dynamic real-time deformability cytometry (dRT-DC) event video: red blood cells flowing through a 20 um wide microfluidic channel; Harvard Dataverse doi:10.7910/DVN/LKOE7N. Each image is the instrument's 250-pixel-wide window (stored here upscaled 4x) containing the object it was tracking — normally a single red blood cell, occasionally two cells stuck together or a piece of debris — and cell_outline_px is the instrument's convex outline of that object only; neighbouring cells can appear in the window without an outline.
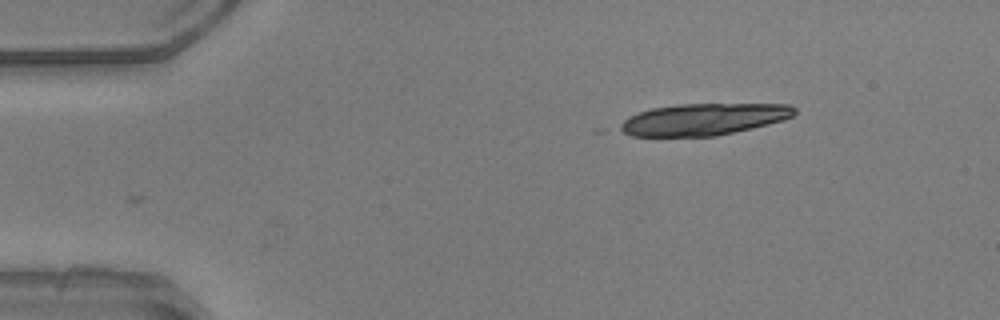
{"species": "common noctule bat (a hibernating species)", "species_latin": "Nyctalus noctula", "temperature_condition": "warm", "stored_images_in_passage": 7, "camera_frame_rate_fps": 3000, "um_per_image_px": 0.085, "animal": {"sex": "male", "body_mass_g": 20.5, "forearm_length_mm": 52.5}, "frame": {"image": 1, "passage_image": 1, "time_ms": 0.0, "image_size_px": [1000, 320], "cell_outline_px": [[796, 112], [792, 116], [784, 120], [752, 128], [716, 136], [632, 136], [612, 128], [628, 116], [652, 108], [676, 104], [788, 104], [796, 108]], "centroid_in_image_um": [59.73, 10.14], "position_along_channel_um": 25.3, "area_um2": 32.54}}